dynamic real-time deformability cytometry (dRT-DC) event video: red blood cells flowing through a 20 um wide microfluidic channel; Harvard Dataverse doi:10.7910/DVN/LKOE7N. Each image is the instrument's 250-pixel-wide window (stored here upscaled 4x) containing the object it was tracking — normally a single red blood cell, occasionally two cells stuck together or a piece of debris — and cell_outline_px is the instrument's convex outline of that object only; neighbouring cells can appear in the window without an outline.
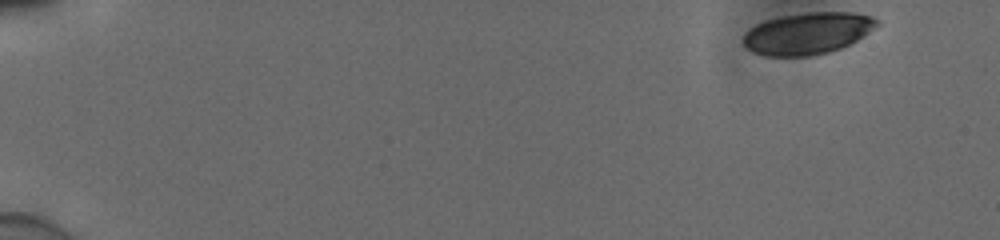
{"species": "human", "species_latin": "Homo sapiens", "temperature_condition": "cold", "stored_images_in_passage": 51, "camera_frame_rate_fps": 3000, "um_per_image_px": 0.085, "donor": {"sex": "male"}, "frame": {"image": 1, "passage_image": 1, "time_ms": 0.0, "image_size_px": [1000, 240], "cell_outline_px": [[880, 24], [856, 40], [840, 48], [828, 52], [808, 56], [764, 56], [752, 52], [744, 44], [744, 32], [756, 24], [768, 20], [784, 16], [808, 12], [852, 12], [872, 16]], "centroid_in_image_um": [68.63, 2.83], "position_along_channel_um": 16.4, "area_um2": 32.19}}
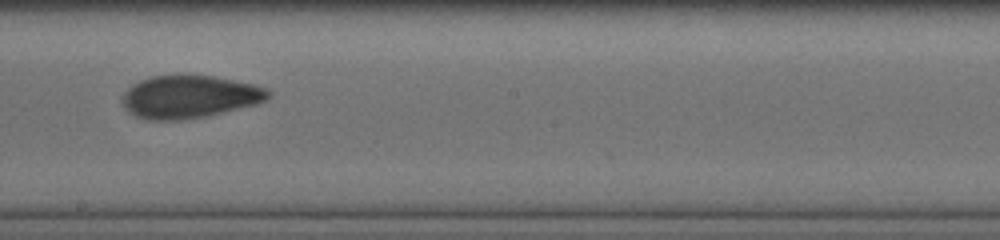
{"frame": {"image": 2, "passage_image": 30, "time_ms": 9.667, "image_size_px": [1000, 240], "cell_outline_px": [[272, 96], [268, 100], [256, 104], [204, 116], [180, 120], [148, 120], [136, 116], [128, 112], [124, 108], [124, 92], [132, 84], [140, 80], [152, 76], [216, 76], [252, 84], [268, 88], [272, 92]], "centroid_in_image_um": [16.13, 8.23], "position_along_channel_um": 232.1, "area_um2": 36.13}}
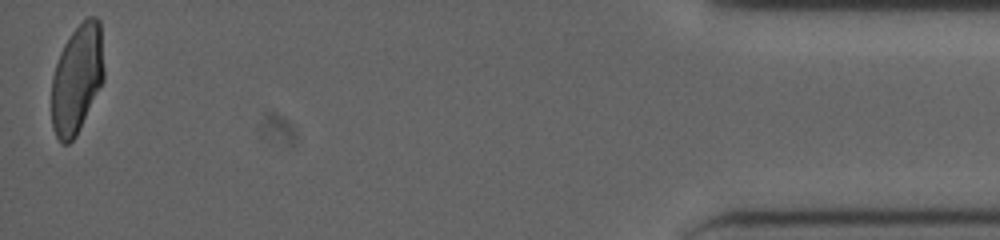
{"frame": {"image": 3, "passage_image": 51, "time_ms": 16.667, "image_size_px": [1000, 240], "cell_outline_px": [[104, 80], [76, 136], [68, 144], [60, 144], [52, 128], [52, 76], [60, 52], [64, 44], [72, 32], [88, 16], [96, 16], [100, 20], [104, 68]], "centroid_in_image_um": [6.55, 6.71], "position_along_channel_um": 428.7, "area_um2": 33.35}, "authors_computed_cell_mechanics": {"area_um2": 34.969, "velocity_mm_per_s": 3.8855, "shape_relaxation_time_tau1_ms": null, "shape_relaxation_time_tau2_ms": 1.7445, "deformation_change_tau1": null, "deformation_change_tau2": 0.0697}}